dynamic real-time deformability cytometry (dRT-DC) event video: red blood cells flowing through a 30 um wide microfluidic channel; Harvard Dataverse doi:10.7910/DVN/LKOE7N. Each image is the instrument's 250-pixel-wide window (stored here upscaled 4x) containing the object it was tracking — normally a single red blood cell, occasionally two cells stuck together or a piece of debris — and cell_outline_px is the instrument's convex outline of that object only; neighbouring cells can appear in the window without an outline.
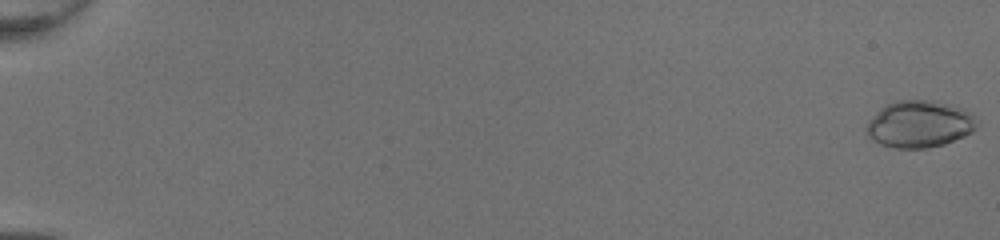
{"species": "common noctule bat (a hibernating species)", "species_latin": "Nyctalus noctula", "temperature_condition": "room temperature", "stored_images_in_passage": 51, "camera_frame_rate_fps": 3000, "um_per_image_px": 0.085, "animal": {"sex": "female", "body_mass_g": 20.0, "forearm_length_mm": 54.0}, "frame": {"image": 1, "passage_image": 1, "time_ms": 0.0, "image_size_px": [1000, 240], "cell_outline_px": [[980, 120], [976, 128], [972, 132], [964, 136], [944, 144], [924, 148], [896, 148], [880, 144], [872, 140], [868, 136], [864, 128], [868, 120], [884, 104], [896, 100], [936, 100], [952, 104], [964, 108], [972, 112]], "centroid_in_image_um": [78.17, 10.52], "position_along_channel_um": 6.8, "area_um2": 30.92}}
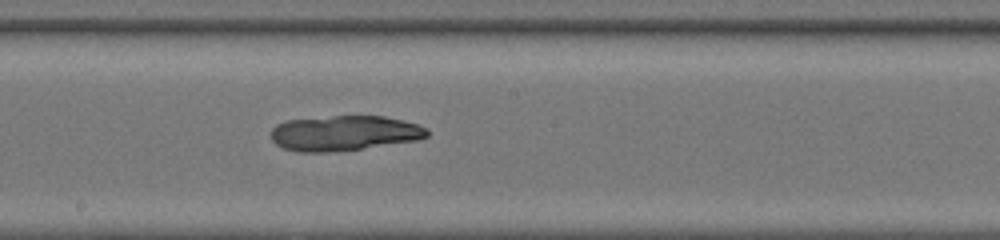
{"frame": {"image": 2, "passage_image": 31, "time_ms": 10.0, "image_size_px": [1000, 240], "cell_outline_px": [[428, 136], [420, 140], [360, 148], [328, 152], [296, 152], [284, 148], [276, 144], [272, 140], [272, 128], [276, 124], [284, 120], [332, 116], [384, 116], [416, 124], [428, 128]], "centroid_in_image_um": [29.24, 11.31], "position_along_channel_um": 219.0, "area_um2": 31.91}}
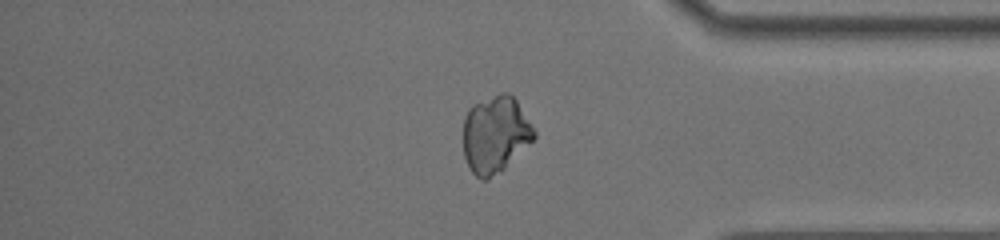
{"frame": {"image": 3, "passage_image": 44, "time_ms": 14.333, "image_size_px": [1000, 240], "cell_outline_px": [[536, 136], [504, 168], [488, 180], [480, 180], [468, 168], [464, 156], [464, 116], [468, 108], [472, 104], [500, 92], [508, 92], [516, 100], [536, 132]], "centroid_in_image_um": [42.06, 11.42], "position_along_channel_um": 393.1, "area_um2": 31.67}}